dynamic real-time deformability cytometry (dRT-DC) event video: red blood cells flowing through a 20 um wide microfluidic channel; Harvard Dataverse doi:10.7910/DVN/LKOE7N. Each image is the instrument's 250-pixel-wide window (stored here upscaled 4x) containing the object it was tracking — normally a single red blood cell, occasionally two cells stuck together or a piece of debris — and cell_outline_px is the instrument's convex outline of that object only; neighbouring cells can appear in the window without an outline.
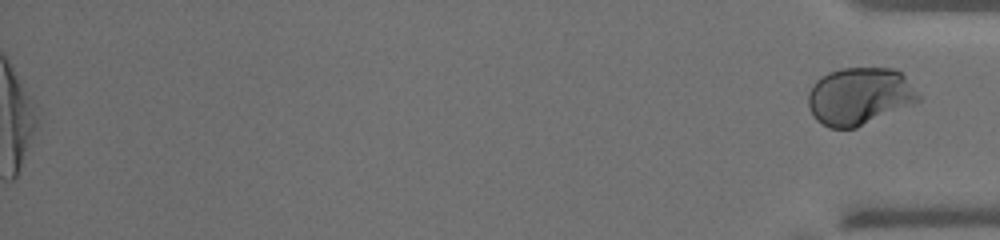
{"species": "human", "species_latin": "Homo sapiens", "temperature_condition": "warm", "stored_images_in_passage": 42, "segment_of_instrument_passage": [2, 2], "camera_frame_rate_fps": 3000, "um_per_image_px": 0.085, "donor": {"sex": "male"}, "frame": {"image": 1, "passage_image": 42, "time_ms": 13.667, "image_size_px": [1000, 240], "cell_outline_px": [[920, 100], [856, 128], [828, 128], [816, 120], [808, 104], [808, 92], [812, 84], [820, 76], [828, 72], [840, 68], [892, 68], [900, 72], [904, 76], [920, 96]], "centroid_in_image_um": [73.0, 8.17], "position_along_channel_um": 362.2, "area_um2": 36.65}}